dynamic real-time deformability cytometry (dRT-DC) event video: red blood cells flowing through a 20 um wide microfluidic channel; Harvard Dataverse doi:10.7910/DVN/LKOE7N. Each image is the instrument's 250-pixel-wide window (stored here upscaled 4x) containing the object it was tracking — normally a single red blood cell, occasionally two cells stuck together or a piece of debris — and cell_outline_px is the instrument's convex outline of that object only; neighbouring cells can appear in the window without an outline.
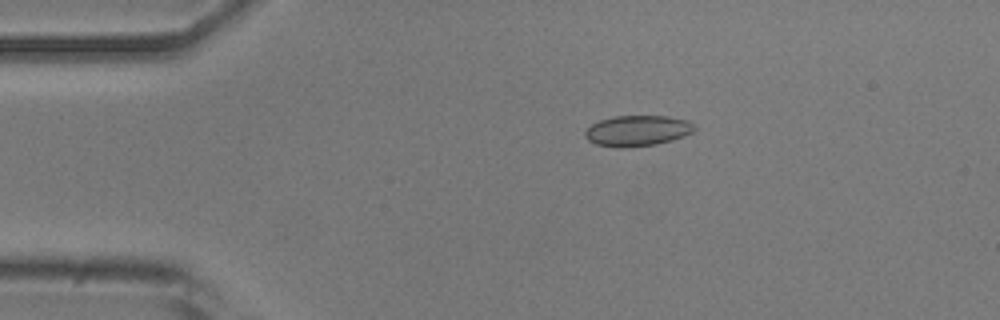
{"species": "common noctule bat (a hibernating species)", "species_latin": "Nyctalus noctula", "temperature_condition": "room temperature", "stored_images_in_passage": 6, "camera_frame_rate_fps": 3000, "um_per_image_px": 0.085, "animal": {"sex": "male", "body_mass_g": 20.5, "forearm_length_mm": 52.5}, "frame": {"image": 1, "passage_image": 6, "time_ms": 1.667, "image_size_px": [1000, 320], "cell_outline_px": [[696, 128], [692, 132], [684, 136], [672, 140], [656, 144], [620, 148], [596, 144], [588, 140], [584, 136], [584, 132], [592, 124], [600, 120], [612, 116], [668, 116], [688, 120], [696, 124]], "centroid_in_image_um": [54.2, 11.1], "position_along_channel_um": 30.8, "area_um2": 19.65}}